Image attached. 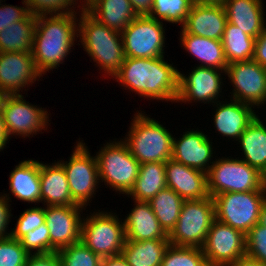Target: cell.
<instances>
[{
  "instance_id": "obj_1",
  "label": "cell",
  "mask_w": 266,
  "mask_h": 266,
  "mask_svg": "<svg viewBox=\"0 0 266 266\" xmlns=\"http://www.w3.org/2000/svg\"><path fill=\"white\" fill-rule=\"evenodd\" d=\"M164 58L126 57L120 70L113 76L124 90L139 98L176 103L179 69Z\"/></svg>"
},
{
  "instance_id": "obj_2",
  "label": "cell",
  "mask_w": 266,
  "mask_h": 266,
  "mask_svg": "<svg viewBox=\"0 0 266 266\" xmlns=\"http://www.w3.org/2000/svg\"><path fill=\"white\" fill-rule=\"evenodd\" d=\"M78 15L79 12L37 16L31 54L41 75L58 70L73 52L78 38Z\"/></svg>"
},
{
  "instance_id": "obj_3",
  "label": "cell",
  "mask_w": 266,
  "mask_h": 266,
  "mask_svg": "<svg viewBox=\"0 0 266 266\" xmlns=\"http://www.w3.org/2000/svg\"><path fill=\"white\" fill-rule=\"evenodd\" d=\"M78 39L90 62L93 60L105 75L102 77L113 78L126 58L121 32L108 28L83 8L78 18Z\"/></svg>"
},
{
  "instance_id": "obj_4",
  "label": "cell",
  "mask_w": 266,
  "mask_h": 266,
  "mask_svg": "<svg viewBox=\"0 0 266 266\" xmlns=\"http://www.w3.org/2000/svg\"><path fill=\"white\" fill-rule=\"evenodd\" d=\"M145 113L141 110L134 113L129 130L122 140L140 164L166 163L172 156L175 135H172L160 121Z\"/></svg>"
},
{
  "instance_id": "obj_5",
  "label": "cell",
  "mask_w": 266,
  "mask_h": 266,
  "mask_svg": "<svg viewBox=\"0 0 266 266\" xmlns=\"http://www.w3.org/2000/svg\"><path fill=\"white\" fill-rule=\"evenodd\" d=\"M116 140L107 141L95 154L100 184L104 182L106 188L109 187L124 197L135 184L140 163L130 153L122 138Z\"/></svg>"
},
{
  "instance_id": "obj_6",
  "label": "cell",
  "mask_w": 266,
  "mask_h": 266,
  "mask_svg": "<svg viewBox=\"0 0 266 266\" xmlns=\"http://www.w3.org/2000/svg\"><path fill=\"white\" fill-rule=\"evenodd\" d=\"M111 210L95 209L82 219L81 241L101 258L120 255L126 241L123 218Z\"/></svg>"
},
{
  "instance_id": "obj_7",
  "label": "cell",
  "mask_w": 266,
  "mask_h": 266,
  "mask_svg": "<svg viewBox=\"0 0 266 266\" xmlns=\"http://www.w3.org/2000/svg\"><path fill=\"white\" fill-rule=\"evenodd\" d=\"M214 158L207 173V190L211 197L227 192L266 191L263 174L240 157Z\"/></svg>"
},
{
  "instance_id": "obj_8",
  "label": "cell",
  "mask_w": 266,
  "mask_h": 266,
  "mask_svg": "<svg viewBox=\"0 0 266 266\" xmlns=\"http://www.w3.org/2000/svg\"><path fill=\"white\" fill-rule=\"evenodd\" d=\"M80 139L79 137V141L75 142L76 145L68 161L63 159L57 161L66 173L73 201L86 209L101 185L96 155L92 156L87 143Z\"/></svg>"
},
{
  "instance_id": "obj_9",
  "label": "cell",
  "mask_w": 266,
  "mask_h": 266,
  "mask_svg": "<svg viewBox=\"0 0 266 266\" xmlns=\"http://www.w3.org/2000/svg\"><path fill=\"white\" fill-rule=\"evenodd\" d=\"M215 219L213 197L185 200L178 221L168 234L170 245L202 248Z\"/></svg>"
},
{
  "instance_id": "obj_10",
  "label": "cell",
  "mask_w": 266,
  "mask_h": 266,
  "mask_svg": "<svg viewBox=\"0 0 266 266\" xmlns=\"http://www.w3.org/2000/svg\"><path fill=\"white\" fill-rule=\"evenodd\" d=\"M213 200L216 219L246 235L258 223L266 191L221 193Z\"/></svg>"
},
{
  "instance_id": "obj_11",
  "label": "cell",
  "mask_w": 266,
  "mask_h": 266,
  "mask_svg": "<svg viewBox=\"0 0 266 266\" xmlns=\"http://www.w3.org/2000/svg\"><path fill=\"white\" fill-rule=\"evenodd\" d=\"M24 98L23 94L9 95L2 109L4 127L9 141L13 136L16 139L17 137L30 139L39 133L43 134V130L48 133L51 120L47 109L37 107Z\"/></svg>"
},
{
  "instance_id": "obj_12",
  "label": "cell",
  "mask_w": 266,
  "mask_h": 266,
  "mask_svg": "<svg viewBox=\"0 0 266 266\" xmlns=\"http://www.w3.org/2000/svg\"><path fill=\"white\" fill-rule=\"evenodd\" d=\"M160 20L137 16L121 32L126 57L158 58L165 55V31Z\"/></svg>"
},
{
  "instance_id": "obj_13",
  "label": "cell",
  "mask_w": 266,
  "mask_h": 266,
  "mask_svg": "<svg viewBox=\"0 0 266 266\" xmlns=\"http://www.w3.org/2000/svg\"><path fill=\"white\" fill-rule=\"evenodd\" d=\"M192 69L186 75L179 71L176 103H204L211 106L220 101L224 94L225 70L196 67V64Z\"/></svg>"
},
{
  "instance_id": "obj_14",
  "label": "cell",
  "mask_w": 266,
  "mask_h": 266,
  "mask_svg": "<svg viewBox=\"0 0 266 266\" xmlns=\"http://www.w3.org/2000/svg\"><path fill=\"white\" fill-rule=\"evenodd\" d=\"M232 85L229 99L257 108L266 105V68L254 60L229 63L225 70ZM265 103V104H264Z\"/></svg>"
},
{
  "instance_id": "obj_15",
  "label": "cell",
  "mask_w": 266,
  "mask_h": 266,
  "mask_svg": "<svg viewBox=\"0 0 266 266\" xmlns=\"http://www.w3.org/2000/svg\"><path fill=\"white\" fill-rule=\"evenodd\" d=\"M201 249L209 266H228L246 255L245 235L215 219Z\"/></svg>"
},
{
  "instance_id": "obj_16",
  "label": "cell",
  "mask_w": 266,
  "mask_h": 266,
  "mask_svg": "<svg viewBox=\"0 0 266 266\" xmlns=\"http://www.w3.org/2000/svg\"><path fill=\"white\" fill-rule=\"evenodd\" d=\"M85 210L80 205L44 206L45 223L49 229L50 253L81 241V225Z\"/></svg>"
},
{
  "instance_id": "obj_17",
  "label": "cell",
  "mask_w": 266,
  "mask_h": 266,
  "mask_svg": "<svg viewBox=\"0 0 266 266\" xmlns=\"http://www.w3.org/2000/svg\"><path fill=\"white\" fill-rule=\"evenodd\" d=\"M195 129L188 128L181 137H173L171 159L207 174L215 161L213 158L218 156L212 138L198 127Z\"/></svg>"
},
{
  "instance_id": "obj_18",
  "label": "cell",
  "mask_w": 266,
  "mask_h": 266,
  "mask_svg": "<svg viewBox=\"0 0 266 266\" xmlns=\"http://www.w3.org/2000/svg\"><path fill=\"white\" fill-rule=\"evenodd\" d=\"M42 77L31 53L0 52V88L9 95L25 94Z\"/></svg>"
},
{
  "instance_id": "obj_19",
  "label": "cell",
  "mask_w": 266,
  "mask_h": 266,
  "mask_svg": "<svg viewBox=\"0 0 266 266\" xmlns=\"http://www.w3.org/2000/svg\"><path fill=\"white\" fill-rule=\"evenodd\" d=\"M212 105L215 107L212 117L213 127L216 133L218 132L223 138H228L226 142L230 139L236 143L243 131L259 114L258 110L255 111L254 106L233 99L229 101L222 99Z\"/></svg>"
},
{
  "instance_id": "obj_20",
  "label": "cell",
  "mask_w": 266,
  "mask_h": 266,
  "mask_svg": "<svg viewBox=\"0 0 266 266\" xmlns=\"http://www.w3.org/2000/svg\"><path fill=\"white\" fill-rule=\"evenodd\" d=\"M167 188L174 190L183 200H198L209 196L207 174L172 159L165 165Z\"/></svg>"
},
{
  "instance_id": "obj_21",
  "label": "cell",
  "mask_w": 266,
  "mask_h": 266,
  "mask_svg": "<svg viewBox=\"0 0 266 266\" xmlns=\"http://www.w3.org/2000/svg\"><path fill=\"white\" fill-rule=\"evenodd\" d=\"M8 180L9 193L3 192V194L10 202L14 196L21 202L40 205V162L38 160L32 158L20 161L10 172Z\"/></svg>"
},
{
  "instance_id": "obj_22",
  "label": "cell",
  "mask_w": 266,
  "mask_h": 266,
  "mask_svg": "<svg viewBox=\"0 0 266 266\" xmlns=\"http://www.w3.org/2000/svg\"><path fill=\"white\" fill-rule=\"evenodd\" d=\"M227 22L223 5L193 4L182 28L188 34L222 40Z\"/></svg>"
},
{
  "instance_id": "obj_23",
  "label": "cell",
  "mask_w": 266,
  "mask_h": 266,
  "mask_svg": "<svg viewBox=\"0 0 266 266\" xmlns=\"http://www.w3.org/2000/svg\"><path fill=\"white\" fill-rule=\"evenodd\" d=\"M264 0H225L227 21L257 38L266 27Z\"/></svg>"
},
{
  "instance_id": "obj_24",
  "label": "cell",
  "mask_w": 266,
  "mask_h": 266,
  "mask_svg": "<svg viewBox=\"0 0 266 266\" xmlns=\"http://www.w3.org/2000/svg\"><path fill=\"white\" fill-rule=\"evenodd\" d=\"M134 201V207L123 219L126 240L168 239V234L158 222L149 202Z\"/></svg>"
},
{
  "instance_id": "obj_25",
  "label": "cell",
  "mask_w": 266,
  "mask_h": 266,
  "mask_svg": "<svg viewBox=\"0 0 266 266\" xmlns=\"http://www.w3.org/2000/svg\"><path fill=\"white\" fill-rule=\"evenodd\" d=\"M41 203L43 206L77 205L72 197L63 166L40 161Z\"/></svg>"
},
{
  "instance_id": "obj_26",
  "label": "cell",
  "mask_w": 266,
  "mask_h": 266,
  "mask_svg": "<svg viewBox=\"0 0 266 266\" xmlns=\"http://www.w3.org/2000/svg\"><path fill=\"white\" fill-rule=\"evenodd\" d=\"M180 47L185 49L189 56L195 57L200 63L198 66L226 70L228 63L224 56L221 40L209 39L193 34H188L182 27L179 28Z\"/></svg>"
},
{
  "instance_id": "obj_27",
  "label": "cell",
  "mask_w": 266,
  "mask_h": 266,
  "mask_svg": "<svg viewBox=\"0 0 266 266\" xmlns=\"http://www.w3.org/2000/svg\"><path fill=\"white\" fill-rule=\"evenodd\" d=\"M262 120L258 115L236 142L242 151L240 159L263 174L266 171V123Z\"/></svg>"
},
{
  "instance_id": "obj_28",
  "label": "cell",
  "mask_w": 266,
  "mask_h": 266,
  "mask_svg": "<svg viewBox=\"0 0 266 266\" xmlns=\"http://www.w3.org/2000/svg\"><path fill=\"white\" fill-rule=\"evenodd\" d=\"M84 9L108 28L119 32L137 17L129 0H91Z\"/></svg>"
},
{
  "instance_id": "obj_29",
  "label": "cell",
  "mask_w": 266,
  "mask_h": 266,
  "mask_svg": "<svg viewBox=\"0 0 266 266\" xmlns=\"http://www.w3.org/2000/svg\"><path fill=\"white\" fill-rule=\"evenodd\" d=\"M166 163H143L139 166L138 177L126 197L131 200L149 202L161 190L167 187Z\"/></svg>"
},
{
  "instance_id": "obj_30",
  "label": "cell",
  "mask_w": 266,
  "mask_h": 266,
  "mask_svg": "<svg viewBox=\"0 0 266 266\" xmlns=\"http://www.w3.org/2000/svg\"><path fill=\"white\" fill-rule=\"evenodd\" d=\"M169 245L168 239L126 240L121 254L129 266H161Z\"/></svg>"
},
{
  "instance_id": "obj_31",
  "label": "cell",
  "mask_w": 266,
  "mask_h": 266,
  "mask_svg": "<svg viewBox=\"0 0 266 266\" xmlns=\"http://www.w3.org/2000/svg\"><path fill=\"white\" fill-rule=\"evenodd\" d=\"M37 16L31 14L27 19L12 23L0 32V52L32 53L33 38Z\"/></svg>"
},
{
  "instance_id": "obj_32",
  "label": "cell",
  "mask_w": 266,
  "mask_h": 266,
  "mask_svg": "<svg viewBox=\"0 0 266 266\" xmlns=\"http://www.w3.org/2000/svg\"><path fill=\"white\" fill-rule=\"evenodd\" d=\"M222 45L227 63L253 60L256 38L227 22Z\"/></svg>"
},
{
  "instance_id": "obj_33",
  "label": "cell",
  "mask_w": 266,
  "mask_h": 266,
  "mask_svg": "<svg viewBox=\"0 0 266 266\" xmlns=\"http://www.w3.org/2000/svg\"><path fill=\"white\" fill-rule=\"evenodd\" d=\"M184 201L174 190L167 187L149 201L158 222L167 234L175 227Z\"/></svg>"
},
{
  "instance_id": "obj_34",
  "label": "cell",
  "mask_w": 266,
  "mask_h": 266,
  "mask_svg": "<svg viewBox=\"0 0 266 266\" xmlns=\"http://www.w3.org/2000/svg\"><path fill=\"white\" fill-rule=\"evenodd\" d=\"M193 4V0H153L148 16L164 23L179 24L181 28Z\"/></svg>"
},
{
  "instance_id": "obj_35",
  "label": "cell",
  "mask_w": 266,
  "mask_h": 266,
  "mask_svg": "<svg viewBox=\"0 0 266 266\" xmlns=\"http://www.w3.org/2000/svg\"><path fill=\"white\" fill-rule=\"evenodd\" d=\"M161 266H209L201 248L169 245Z\"/></svg>"
},
{
  "instance_id": "obj_36",
  "label": "cell",
  "mask_w": 266,
  "mask_h": 266,
  "mask_svg": "<svg viewBox=\"0 0 266 266\" xmlns=\"http://www.w3.org/2000/svg\"><path fill=\"white\" fill-rule=\"evenodd\" d=\"M62 266H101L102 258L82 241L57 251Z\"/></svg>"
},
{
  "instance_id": "obj_37",
  "label": "cell",
  "mask_w": 266,
  "mask_h": 266,
  "mask_svg": "<svg viewBox=\"0 0 266 266\" xmlns=\"http://www.w3.org/2000/svg\"><path fill=\"white\" fill-rule=\"evenodd\" d=\"M30 13L35 16L70 14L80 12L84 7L79 0H24ZM77 4H79L77 6ZM77 6V7H76ZM76 8H79L76 10Z\"/></svg>"
},
{
  "instance_id": "obj_38",
  "label": "cell",
  "mask_w": 266,
  "mask_h": 266,
  "mask_svg": "<svg viewBox=\"0 0 266 266\" xmlns=\"http://www.w3.org/2000/svg\"><path fill=\"white\" fill-rule=\"evenodd\" d=\"M16 220L15 227L11 228L10 237L20 240L29 231H33L45 223L44 206H31L24 210Z\"/></svg>"
},
{
  "instance_id": "obj_39",
  "label": "cell",
  "mask_w": 266,
  "mask_h": 266,
  "mask_svg": "<svg viewBox=\"0 0 266 266\" xmlns=\"http://www.w3.org/2000/svg\"><path fill=\"white\" fill-rule=\"evenodd\" d=\"M29 255L20 240L0 239V266H25Z\"/></svg>"
},
{
  "instance_id": "obj_40",
  "label": "cell",
  "mask_w": 266,
  "mask_h": 266,
  "mask_svg": "<svg viewBox=\"0 0 266 266\" xmlns=\"http://www.w3.org/2000/svg\"><path fill=\"white\" fill-rule=\"evenodd\" d=\"M21 245L30 254H49L50 238L49 229L46 223L42 224L33 231H29L20 239Z\"/></svg>"
},
{
  "instance_id": "obj_41",
  "label": "cell",
  "mask_w": 266,
  "mask_h": 266,
  "mask_svg": "<svg viewBox=\"0 0 266 266\" xmlns=\"http://www.w3.org/2000/svg\"><path fill=\"white\" fill-rule=\"evenodd\" d=\"M246 255L266 264V228L258 223L245 235Z\"/></svg>"
},
{
  "instance_id": "obj_42",
  "label": "cell",
  "mask_w": 266,
  "mask_h": 266,
  "mask_svg": "<svg viewBox=\"0 0 266 266\" xmlns=\"http://www.w3.org/2000/svg\"><path fill=\"white\" fill-rule=\"evenodd\" d=\"M22 4V6H14L0 3V32L11 26L12 23L25 20L31 15L24 0H22Z\"/></svg>"
},
{
  "instance_id": "obj_43",
  "label": "cell",
  "mask_w": 266,
  "mask_h": 266,
  "mask_svg": "<svg viewBox=\"0 0 266 266\" xmlns=\"http://www.w3.org/2000/svg\"><path fill=\"white\" fill-rule=\"evenodd\" d=\"M10 201L0 192V239L9 238L11 229L9 223L12 221V211ZM9 230V231H8Z\"/></svg>"
},
{
  "instance_id": "obj_44",
  "label": "cell",
  "mask_w": 266,
  "mask_h": 266,
  "mask_svg": "<svg viewBox=\"0 0 266 266\" xmlns=\"http://www.w3.org/2000/svg\"><path fill=\"white\" fill-rule=\"evenodd\" d=\"M25 266H62L57 252L29 255Z\"/></svg>"
},
{
  "instance_id": "obj_45",
  "label": "cell",
  "mask_w": 266,
  "mask_h": 266,
  "mask_svg": "<svg viewBox=\"0 0 266 266\" xmlns=\"http://www.w3.org/2000/svg\"><path fill=\"white\" fill-rule=\"evenodd\" d=\"M253 60L266 68V27L256 38Z\"/></svg>"
},
{
  "instance_id": "obj_46",
  "label": "cell",
  "mask_w": 266,
  "mask_h": 266,
  "mask_svg": "<svg viewBox=\"0 0 266 266\" xmlns=\"http://www.w3.org/2000/svg\"><path fill=\"white\" fill-rule=\"evenodd\" d=\"M137 16L149 15L153 0H129Z\"/></svg>"
},
{
  "instance_id": "obj_47",
  "label": "cell",
  "mask_w": 266,
  "mask_h": 266,
  "mask_svg": "<svg viewBox=\"0 0 266 266\" xmlns=\"http://www.w3.org/2000/svg\"><path fill=\"white\" fill-rule=\"evenodd\" d=\"M101 266H129L125 258L120 255L104 257L101 260Z\"/></svg>"
},
{
  "instance_id": "obj_48",
  "label": "cell",
  "mask_w": 266,
  "mask_h": 266,
  "mask_svg": "<svg viewBox=\"0 0 266 266\" xmlns=\"http://www.w3.org/2000/svg\"><path fill=\"white\" fill-rule=\"evenodd\" d=\"M228 266H264V264L252 257H249L248 255H244Z\"/></svg>"
},
{
  "instance_id": "obj_49",
  "label": "cell",
  "mask_w": 266,
  "mask_h": 266,
  "mask_svg": "<svg viewBox=\"0 0 266 266\" xmlns=\"http://www.w3.org/2000/svg\"><path fill=\"white\" fill-rule=\"evenodd\" d=\"M9 143V140L6 135L5 127H4V121H3V113L0 111V152L5 149L7 144Z\"/></svg>"
},
{
  "instance_id": "obj_50",
  "label": "cell",
  "mask_w": 266,
  "mask_h": 266,
  "mask_svg": "<svg viewBox=\"0 0 266 266\" xmlns=\"http://www.w3.org/2000/svg\"><path fill=\"white\" fill-rule=\"evenodd\" d=\"M258 224L266 228V201L260 209Z\"/></svg>"
},
{
  "instance_id": "obj_51",
  "label": "cell",
  "mask_w": 266,
  "mask_h": 266,
  "mask_svg": "<svg viewBox=\"0 0 266 266\" xmlns=\"http://www.w3.org/2000/svg\"><path fill=\"white\" fill-rule=\"evenodd\" d=\"M225 0H193L194 4L223 5Z\"/></svg>"
},
{
  "instance_id": "obj_52",
  "label": "cell",
  "mask_w": 266,
  "mask_h": 266,
  "mask_svg": "<svg viewBox=\"0 0 266 266\" xmlns=\"http://www.w3.org/2000/svg\"><path fill=\"white\" fill-rule=\"evenodd\" d=\"M8 96L9 94L0 88V111H2Z\"/></svg>"
},
{
  "instance_id": "obj_53",
  "label": "cell",
  "mask_w": 266,
  "mask_h": 266,
  "mask_svg": "<svg viewBox=\"0 0 266 266\" xmlns=\"http://www.w3.org/2000/svg\"><path fill=\"white\" fill-rule=\"evenodd\" d=\"M263 186L266 189V171L263 173Z\"/></svg>"
},
{
  "instance_id": "obj_54",
  "label": "cell",
  "mask_w": 266,
  "mask_h": 266,
  "mask_svg": "<svg viewBox=\"0 0 266 266\" xmlns=\"http://www.w3.org/2000/svg\"><path fill=\"white\" fill-rule=\"evenodd\" d=\"M89 1L91 0H80V4L84 7Z\"/></svg>"
}]
</instances>
